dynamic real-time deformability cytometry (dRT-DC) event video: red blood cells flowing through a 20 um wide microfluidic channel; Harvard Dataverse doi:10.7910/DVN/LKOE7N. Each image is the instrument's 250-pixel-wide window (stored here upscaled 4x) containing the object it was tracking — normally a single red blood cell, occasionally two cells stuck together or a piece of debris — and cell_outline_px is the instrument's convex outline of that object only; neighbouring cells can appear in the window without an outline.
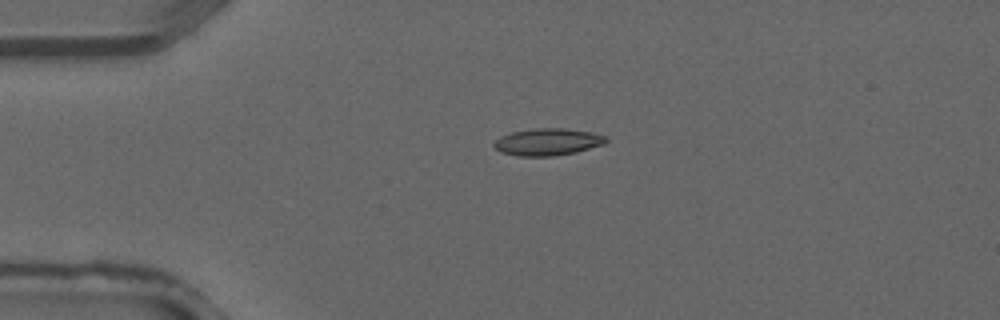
{"species": "common noctule bat (a hibernating species)", "species_latin": "Nyctalus noctula", "temperature_condition": "warm", "stored_images_in_passage": 2, "camera_frame_rate_fps": 3000, "um_per_image_px": 0.085, "animal": {"sex": "male", "forearm_length_mm": 52.5}, "frame": {"image": 1, "passage_image": 1, "time_ms": 0.0, "image_size_px": [1000, 320], "cell_outline_px": [[608, 140], [604, 144], [576, 152], [552, 156], [516, 156], [500, 152], [492, 144], [500, 136], [512, 132], [536, 128], [564, 128], [592, 132], [608, 136]], "centroid_in_image_um": [46.56, 12.06], "position_along_channel_um": 38.4, "area_um2": 17.74}}